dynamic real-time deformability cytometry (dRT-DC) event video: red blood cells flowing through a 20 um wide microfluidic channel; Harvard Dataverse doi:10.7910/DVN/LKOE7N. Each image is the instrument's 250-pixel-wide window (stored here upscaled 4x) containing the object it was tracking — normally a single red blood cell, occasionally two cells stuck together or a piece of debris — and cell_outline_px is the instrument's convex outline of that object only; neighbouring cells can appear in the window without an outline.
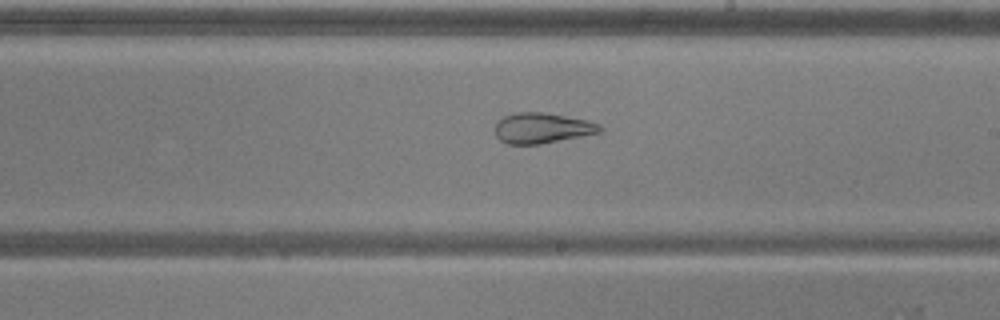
{"species": "common noctule bat (a hibernating species)", "species_latin": "Nyctalus noctula", "temperature_condition": "warm", "stored_images_in_passage": 54, "camera_frame_rate_fps": 3000, "um_per_image_px": 0.085, "animal": {"sex": "male", "body_mass_g": 20.5, "forearm_length_mm": 52.5}, "frame": {"image": 1, "passage_image": 31, "time_ms": 10.0, "image_size_px": [1000, 320], "cell_outline_px": [[604, 128], [600, 132], [540, 144], [508, 144], [500, 140], [496, 136], [496, 124], [504, 116], [516, 112], [544, 112], [588, 120], [600, 124]], "centroid_in_image_um": [46.09, 10.88], "position_along_channel_um": 242.9, "area_um2": 18.5}, "authors_computed_cell_mechanics": {"area_um2": 27.3105, "velocity_mm_per_s": 3.7513, "shape_relaxation_time_tau1_ms": null, "shape_relaxation_time_tau2_ms": 1.6931, "deformation_change_tau1": null, "deformation_change_tau2": 0.1036}}